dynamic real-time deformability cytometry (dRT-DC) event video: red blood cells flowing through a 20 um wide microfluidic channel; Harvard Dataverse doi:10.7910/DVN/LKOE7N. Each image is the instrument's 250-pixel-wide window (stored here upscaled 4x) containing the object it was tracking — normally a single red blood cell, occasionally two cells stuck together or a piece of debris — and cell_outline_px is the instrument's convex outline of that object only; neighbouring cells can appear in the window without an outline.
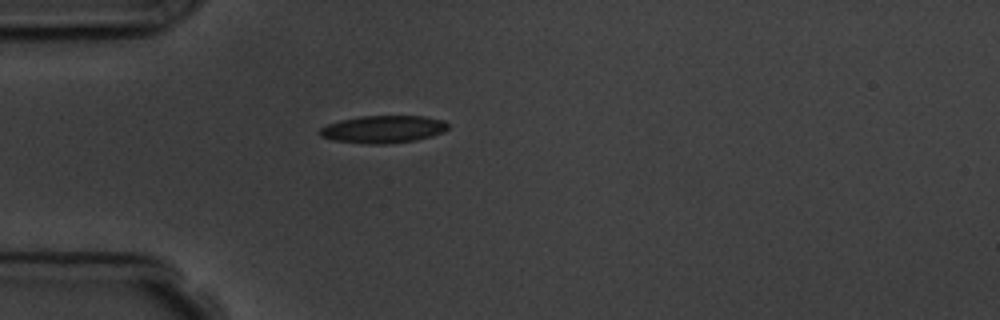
{"species": "common noctule bat (a hibernating species)", "species_latin": "Nyctalus noctula", "temperature_condition": "room temperature", "stored_images_in_passage": 1, "camera_frame_rate_fps": 3000, "um_per_image_px": 0.085, "animal": {"sex": "male", "body_mass_g": 19.5, "forearm_length_mm": 54.6}, "frame": {"image": 1, "passage_image": 1, "time_ms": 0.0, "image_size_px": [1000, 320], "cell_outline_px": [[448, 128], [444, 132], [432, 136], [416, 140], [384, 144], [368, 144], [332, 140], [320, 136], [316, 132], [320, 128], [328, 124], [340, 120], [360, 116], [424, 116], [444, 120], [448, 124]], "centroid_in_image_um": [32.55, 10.98], "position_along_channel_um": 52.4, "area_um2": 20.69}}